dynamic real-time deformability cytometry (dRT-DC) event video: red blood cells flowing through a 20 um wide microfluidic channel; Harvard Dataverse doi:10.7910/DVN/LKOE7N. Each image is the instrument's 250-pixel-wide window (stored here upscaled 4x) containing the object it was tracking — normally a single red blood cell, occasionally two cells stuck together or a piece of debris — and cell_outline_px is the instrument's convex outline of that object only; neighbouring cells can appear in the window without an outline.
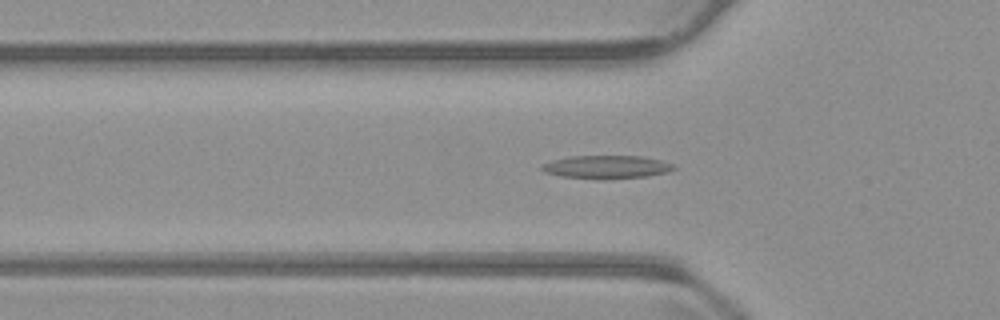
{"species": "common noctule bat (a hibernating species)", "species_latin": "Nyctalus noctula", "temperature_condition": "warm", "stored_images_in_passage": 55, "camera_frame_rate_fps": 3000, "um_per_image_px": 0.085, "animal": {"sex": "male", "body_mass_g": 23.1, "forearm_length_mm": 52.7}, "frame": {"image": 1, "passage_image": 18, "time_ms": 5.667, "image_size_px": [1000, 320], "cell_outline_px": [[676, 168], [668, 172], [648, 176], [604, 180], [596, 180], [560, 176], [544, 172], [540, 168], [540, 164], [552, 160], [568, 156], [644, 156], [660, 160], [672, 164]], "centroid_in_image_um": [51.51, 14.21], "position_along_channel_um": 74.3, "area_um2": 18.21}}
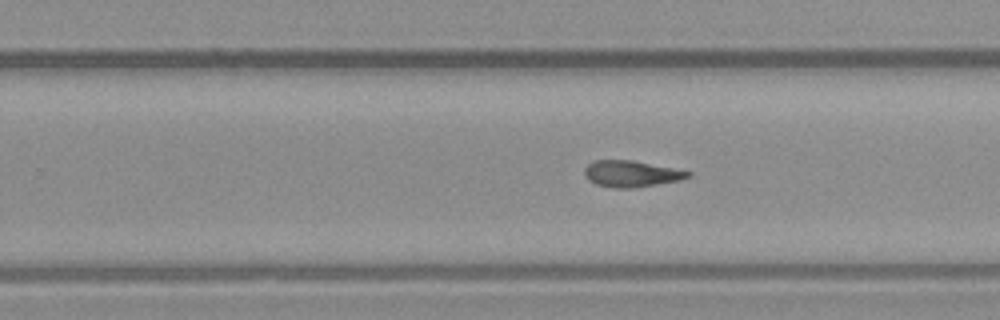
{"frame": {"image": 2, "passage_image": 34, "time_ms": 11.0, "image_size_px": [1000, 320], "cell_outline_px": [[692, 176], [680, 180], [632, 188], [616, 188], [596, 184], [588, 180], [584, 172], [584, 168], [588, 164], [596, 160], [632, 160], [692, 172]], "centroid_in_image_um": [53.65, 14.77], "position_along_channel_um": 276.2, "area_um2": 15.72}}
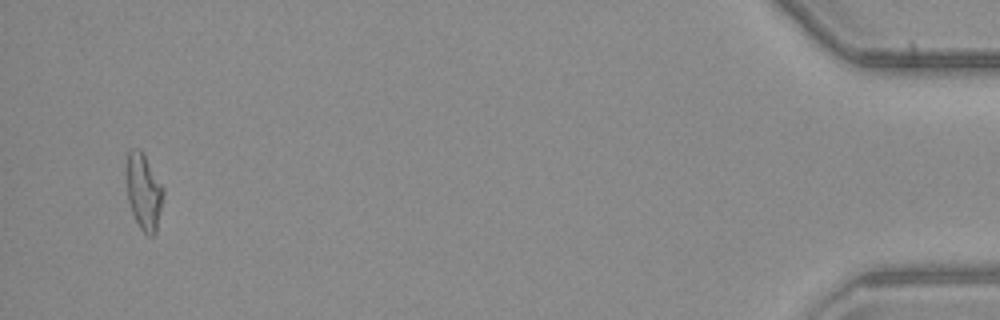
{"frame": {"image": 3, "passage_image": 53, "time_ms": 17.333, "image_size_px": [1000, 320], "cell_outline_px": [[164, 192], [156, 232], [152, 236], [148, 236], [140, 228], [132, 212], [128, 200], [124, 172], [128, 152], [132, 148], [140, 148], [164, 188]], "centroid_in_image_um": [12.18, 16.25], "position_along_channel_um": 423.0, "area_um2": 16.59}, "authors_computed_cell_mechanics": {"area_um2": 16.5308, "velocity_mm_per_s": 3.7644, "shape_relaxation_time_tau1_ms": null, "shape_relaxation_time_tau2_ms": 7.6157, "deformation_change_tau1": null, "deformation_change_tau2": 0.1863}}